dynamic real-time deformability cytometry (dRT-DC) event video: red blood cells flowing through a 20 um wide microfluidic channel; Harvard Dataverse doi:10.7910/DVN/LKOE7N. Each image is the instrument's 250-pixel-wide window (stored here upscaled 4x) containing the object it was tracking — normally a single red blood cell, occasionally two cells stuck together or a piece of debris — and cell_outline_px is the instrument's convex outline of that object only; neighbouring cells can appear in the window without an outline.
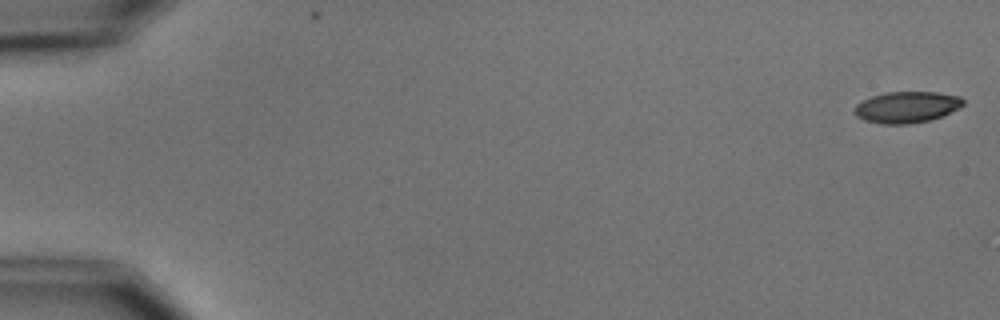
{"species": "common noctule bat (a hibernating species)", "species_latin": "Nyctalus noctula", "temperature_condition": "cold", "stored_images_in_passage": 7, "camera_frame_rate_fps": 3000, "um_per_image_px": 0.085, "animal": {"sex": "male", "body_mass_g": 15.6}, "frame": {"image": 1, "passage_image": 1, "time_ms": 0.0, "image_size_px": [1000, 320], "cell_outline_px": [[964, 104], [960, 108], [944, 116], [928, 120], [908, 124], [884, 124], [864, 120], [856, 116], [852, 108], [856, 104], [872, 96], [884, 92], [936, 92], [960, 96], [964, 100]], "centroid_in_image_um": [77.08, 9.1], "position_along_channel_um": 7.9, "area_um2": 20.0}}
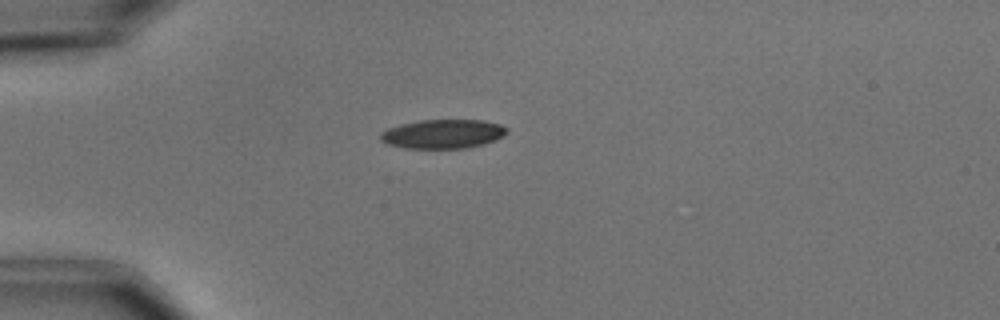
{"frame": {"image": 2, "passage_image": 5, "time_ms": 4.667, "image_size_px": [1000, 320], "cell_outline_px": [[508, 132], [504, 136], [496, 140], [484, 144], [464, 148], [404, 148], [388, 144], [380, 140], [380, 132], [388, 128], [400, 124], [420, 120], [484, 120], [500, 124], [508, 128]], "centroid_in_image_um": [37.66, 11.38], "position_along_channel_um": 47.3, "area_um2": 21.56}}